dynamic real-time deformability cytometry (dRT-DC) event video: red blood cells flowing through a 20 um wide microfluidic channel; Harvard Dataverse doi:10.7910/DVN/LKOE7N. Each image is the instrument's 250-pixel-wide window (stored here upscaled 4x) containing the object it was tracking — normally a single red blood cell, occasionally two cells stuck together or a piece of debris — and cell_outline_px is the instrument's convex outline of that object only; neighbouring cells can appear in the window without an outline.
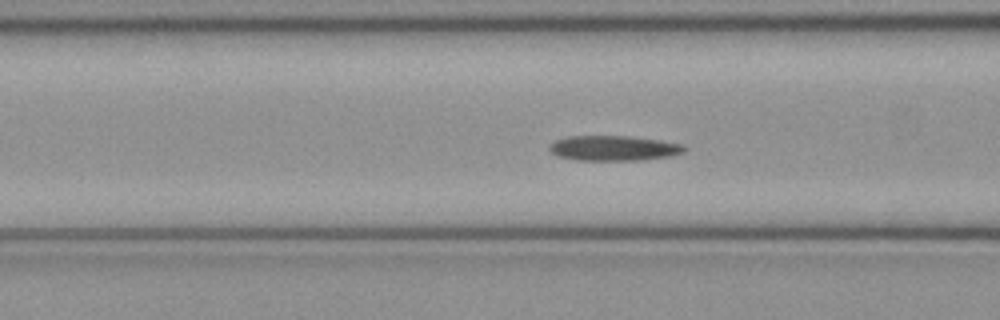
{"species": "common noctule bat (a hibernating species)", "species_latin": "Nyctalus noctula", "temperature_condition": "cold", "stored_images_in_passage": 44, "camera_frame_rate_fps": 3000, "um_per_image_px": 0.085, "animal": {"sex": "female", "body_mass_g": 21.9}, "frame": {"image": 1, "passage_image": 12, "time_ms": 3.667, "image_size_px": [1000, 320], "cell_outline_px": [[688, 148], [684, 152], [672, 156], [640, 160], [576, 160], [556, 156], [548, 148], [548, 144], [556, 140], [568, 136], [628, 136], [660, 140], [684, 144]], "centroid_in_image_um": [52.18, 12.59], "position_along_channel_um": 114.4, "area_um2": 19.94}}
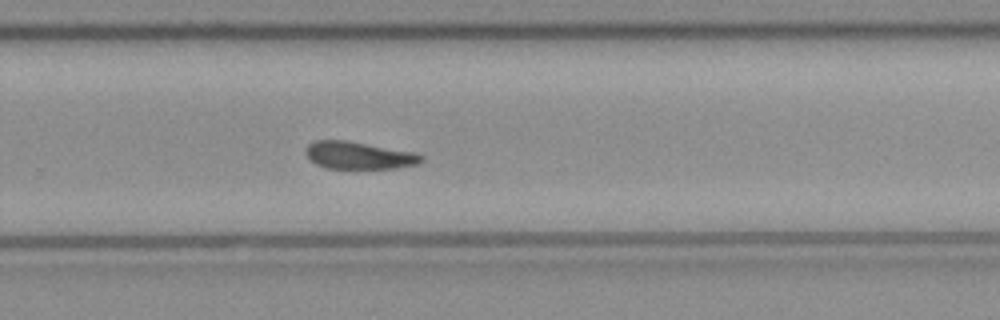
{"frame": {"image": 2, "passage_image": 26, "time_ms": 8.333, "image_size_px": [1000, 320], "cell_outline_px": [[424, 160], [420, 164], [396, 168], [328, 168], [316, 164], [304, 152], [304, 148], [308, 144], [316, 140], [348, 140], [416, 152], [424, 156]], "centroid_in_image_um": [30.54, 13.19], "position_along_channel_um": 299.3, "area_um2": 18.67}}
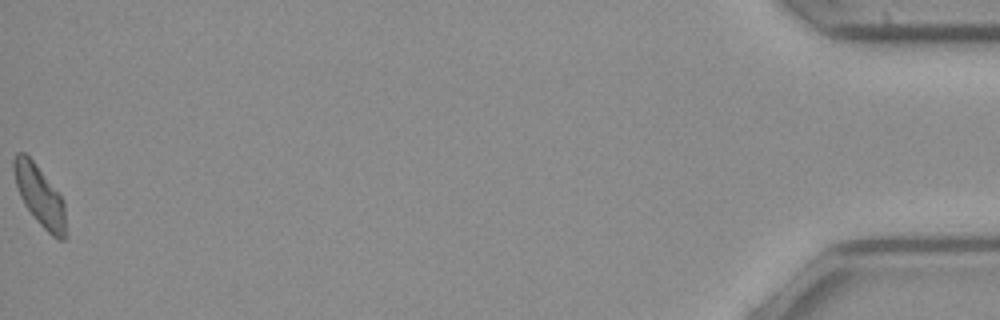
{"frame": {"image": 3, "passage_image": 44, "time_ms": 14.333, "image_size_px": [1000, 320], "cell_outline_px": [[68, 236], [64, 240], [56, 240], [36, 220], [24, 204], [20, 196], [16, 184], [12, 168], [12, 160], [16, 152], [24, 152], [36, 164], [60, 196], [64, 204]], "centroid_in_image_um": [3.38, 16.68], "position_along_channel_um": 431.8, "area_um2": 18.38}}